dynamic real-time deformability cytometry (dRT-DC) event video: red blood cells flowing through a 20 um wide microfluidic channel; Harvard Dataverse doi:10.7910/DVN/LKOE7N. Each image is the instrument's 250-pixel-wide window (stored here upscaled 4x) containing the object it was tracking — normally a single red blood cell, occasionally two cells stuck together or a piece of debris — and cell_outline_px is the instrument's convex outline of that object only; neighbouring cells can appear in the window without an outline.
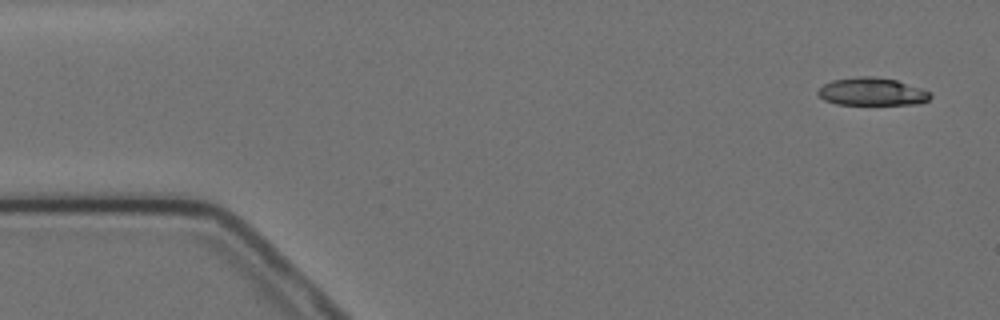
{"species": "Egyptian fruit bat (a non-hibernating species)", "species_latin": "Rousettus aegyptiacus", "temperature_condition": "cold", "stored_images_in_passage": 8, "camera_frame_rate_fps": 3000, "um_per_image_px": 0.085, "animal": {"sex": "female"}, "frame": {"image": 1, "passage_image": 1, "time_ms": 0.0, "image_size_px": [1000, 320], "cell_outline_px": [[932, 96], [928, 100], [920, 104], [836, 104], [824, 100], [816, 92], [824, 84], [832, 80], [860, 76], [872, 76], [896, 80], [920, 88], [928, 92]], "centroid_in_image_um": [74.1, 7.79], "position_along_channel_um": 10.9, "area_um2": 18.03}}
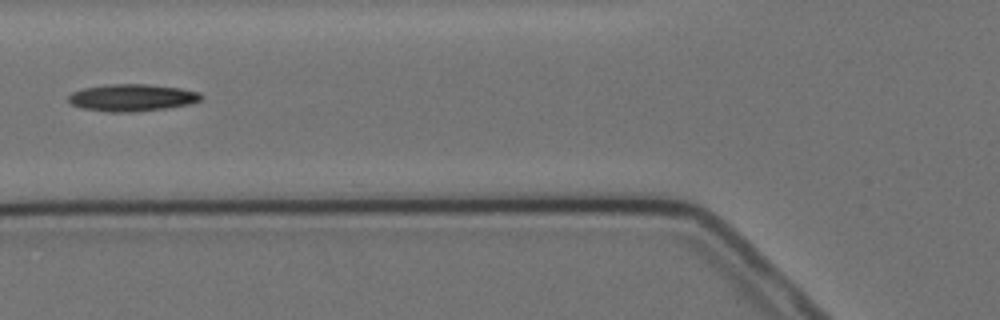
{"frame": {"image": 2, "passage_image": 6, "time_ms": 6.0, "image_size_px": [1000, 320], "cell_outline_px": [[204, 96], [200, 100], [192, 104], [168, 108], [136, 112], [108, 112], [80, 108], [72, 104], [68, 100], [68, 96], [72, 92], [84, 88], [108, 84], [148, 84], [180, 88], [200, 92]], "centroid_in_image_um": [11.25, 8.31], "position_along_channel_um": 114.5, "area_um2": 21.21}}
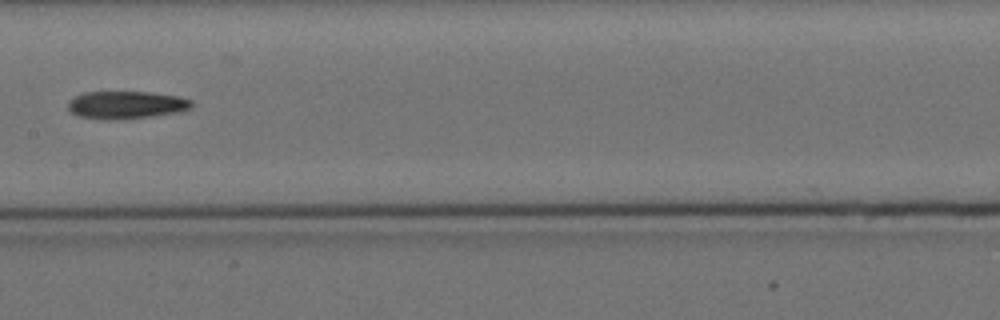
{"frame": {"image": 3, "passage_image": 8, "time_ms": 8.333, "image_size_px": [1000, 320], "cell_outline_px": [[192, 108], [180, 112], [152, 116], [120, 120], [108, 120], [80, 116], [72, 112], [68, 108], [68, 100], [84, 92], [148, 92], [176, 96], [192, 100]], "centroid_in_image_um": [10.74, 8.92], "position_along_channel_um": 196.7, "area_um2": 19.94}}